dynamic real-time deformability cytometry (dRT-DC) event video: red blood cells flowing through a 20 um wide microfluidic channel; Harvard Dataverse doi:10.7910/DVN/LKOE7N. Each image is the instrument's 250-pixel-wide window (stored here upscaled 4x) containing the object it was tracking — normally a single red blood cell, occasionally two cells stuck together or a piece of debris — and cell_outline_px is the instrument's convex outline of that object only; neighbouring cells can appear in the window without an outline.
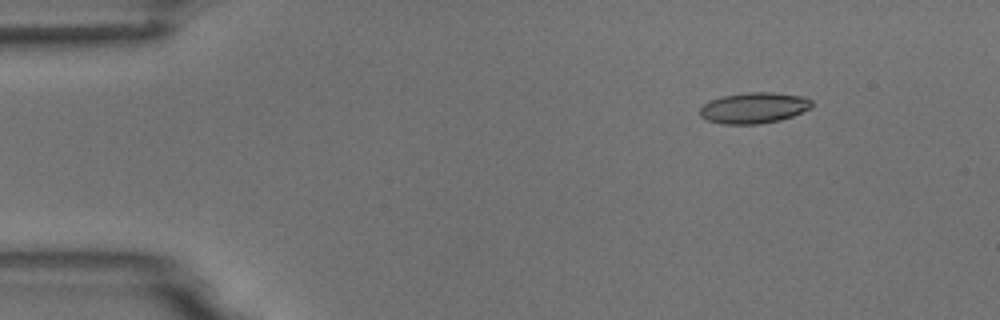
{"species": "common noctule bat (a hibernating species)", "species_latin": "Nyctalus noctula", "temperature_condition": "room temperature", "stored_images_in_passage": 4, "camera_frame_rate_fps": 3000, "um_per_image_px": 0.085, "animal": {"sex": "male", "body_mass_g": 18.8}, "frame": {"image": 1, "passage_image": 2, "time_ms": 1.333, "image_size_px": [1000, 320], "cell_outline_px": [[812, 108], [792, 116], [780, 120], [760, 124], [724, 124], [708, 120], [700, 116], [700, 108], [704, 104], [720, 96], [748, 92], [772, 92], [804, 96], [812, 100]], "centroid_in_image_um": [64.11, 9.16], "position_along_channel_um": 20.9, "area_um2": 20.23}}
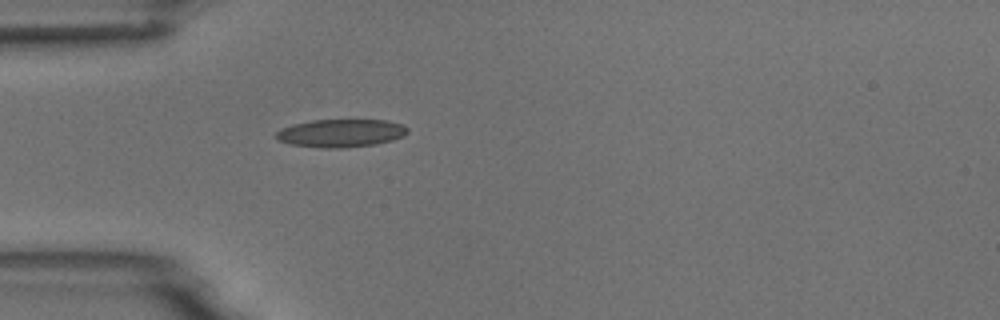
{"frame": {"image": 2, "passage_image": 4, "time_ms": 4.333, "image_size_px": [1000, 320], "cell_outline_px": [[408, 132], [404, 136], [392, 140], [376, 144], [344, 148], [324, 148], [292, 144], [276, 140], [276, 132], [280, 128], [292, 124], [312, 120], [388, 120], [404, 124], [408, 128]], "centroid_in_image_um": [28.99, 11.31], "position_along_channel_um": 56.0, "area_um2": 21.62}}